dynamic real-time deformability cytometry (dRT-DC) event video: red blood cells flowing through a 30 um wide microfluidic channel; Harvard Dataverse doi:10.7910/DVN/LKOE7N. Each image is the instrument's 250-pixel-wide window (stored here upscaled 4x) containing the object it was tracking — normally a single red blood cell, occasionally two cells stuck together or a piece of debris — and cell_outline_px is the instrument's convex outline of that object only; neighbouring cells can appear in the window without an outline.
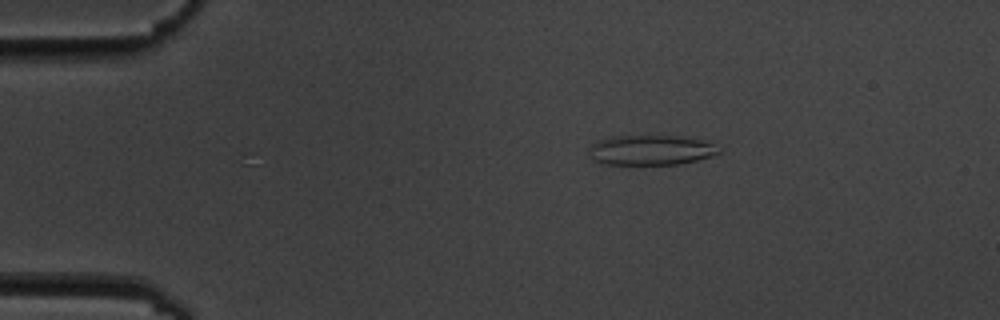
{"species": "common noctule bat (a hibernating species)", "species_latin": "Nyctalus noctula", "temperature_condition": "cold", "stored_images_in_passage": 6, "camera_frame_rate_fps": 3000, "um_per_image_px": 0.085, "animal": {"sex": "male", "body_mass_g": 19.5, "forearm_length_mm": 54.6}, "frame": {"image": 1, "passage_image": 6, "time_ms": 6.0, "image_size_px": [1000, 320], "cell_outline_px": [[720, 152], [712, 156], [680, 164], [604, 164], [596, 160], [592, 156], [592, 144], [596, 140], [608, 136], [684, 136], [704, 140], [712, 144]], "centroid_in_image_um": [55.34, 12.74], "position_along_channel_um": 29.7, "area_um2": 22.43}}